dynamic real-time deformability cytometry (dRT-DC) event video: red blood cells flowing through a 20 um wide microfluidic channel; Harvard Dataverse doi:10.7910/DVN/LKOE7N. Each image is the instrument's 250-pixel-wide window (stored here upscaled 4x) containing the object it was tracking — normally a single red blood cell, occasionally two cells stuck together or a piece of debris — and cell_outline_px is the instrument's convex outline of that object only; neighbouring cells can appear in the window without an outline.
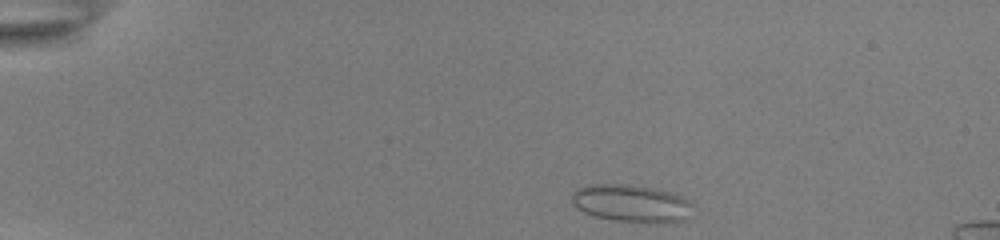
{"species": "common noctule bat (a hibernating species)", "species_latin": "Nyctalus noctula", "temperature_condition": "room temperature", "stored_images_in_passage": 43, "camera_frame_rate_fps": 3000, "um_per_image_px": 0.085, "animal": {"sex": "female", "body_mass_g": 22.0, "forearm_length_mm": 56.7}, "frame": {"image": 1, "passage_image": 1, "time_ms": 0.0, "image_size_px": [1000, 240], "cell_outline_px": [[692, 204], [688, 216], [684, 220], [616, 220], [596, 216], [584, 212], [572, 204], [572, 192], [576, 188], [588, 184], [628, 184], [676, 192], [688, 200]], "centroid_in_image_um": [53.6, 17.22], "position_along_channel_um": 31.4, "area_um2": 25.72}}
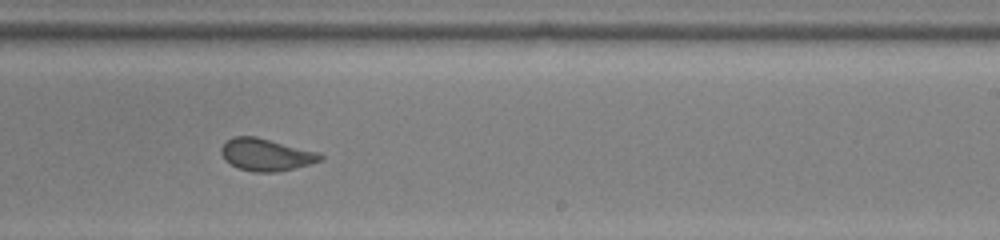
{"frame": {"image": 2, "passage_image": 25, "time_ms": 8.0, "image_size_px": [1000, 240], "cell_outline_px": [[324, 160], [296, 168], [276, 172], [252, 172], [240, 168], [224, 160], [220, 152], [220, 148], [232, 136], [256, 136], [320, 152], [324, 156]], "centroid_in_image_um": [22.65, 13.14], "position_along_channel_um": 266.3, "area_um2": 18.84}}
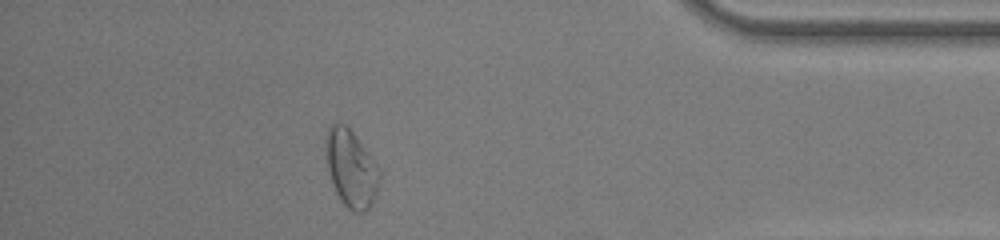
{"frame": {"image": 3, "passage_image": 38, "time_ms": 12.333, "image_size_px": [1000, 240], "cell_outline_px": [[380, 176], [376, 192], [372, 204], [364, 212], [352, 212], [344, 204], [336, 192], [328, 168], [324, 144], [324, 136], [328, 128], [336, 120], [344, 124], [352, 132], [372, 160], [380, 172]], "centroid_in_image_um": [29.8, 14.3], "position_along_channel_um": 405.4, "area_um2": 23.7}}